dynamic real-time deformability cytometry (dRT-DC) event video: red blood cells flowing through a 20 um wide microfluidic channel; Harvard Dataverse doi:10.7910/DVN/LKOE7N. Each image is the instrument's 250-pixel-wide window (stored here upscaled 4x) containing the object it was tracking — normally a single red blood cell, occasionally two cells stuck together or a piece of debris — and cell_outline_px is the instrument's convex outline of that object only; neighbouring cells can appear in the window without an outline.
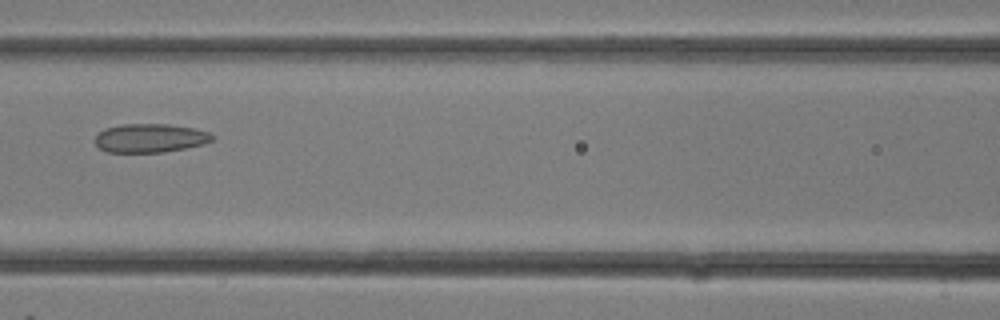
{"species": "common noctule bat (a hibernating species)", "species_latin": "Nyctalus noctula", "temperature_condition": "room temperature", "stored_images_in_passage": 21, "camera_frame_rate_fps": 3000, "um_per_image_px": 0.085, "animal": {"sex": "female"}, "frame": {"image": 1, "passage_image": 13, "time_ms": 4.0, "image_size_px": [1000, 320], "cell_outline_px": [[216, 140], [204, 144], [164, 152], [108, 152], [100, 148], [96, 144], [96, 136], [104, 128], [124, 124], [168, 124], [196, 128], [208, 132], [216, 136]], "centroid_in_image_um": [12.82, 11.73], "position_along_channel_um": 153.8, "area_um2": 19.71}}
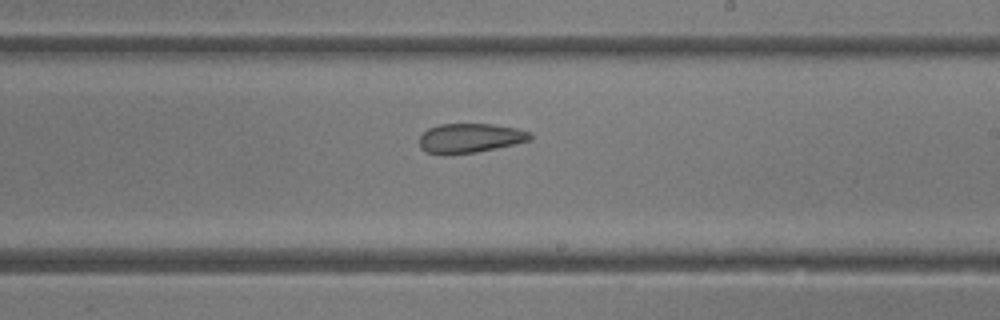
{"frame": {"image": 2, "passage_image": 17, "time_ms": 5.333, "image_size_px": [1000, 320], "cell_outline_px": [[532, 140], [496, 148], [476, 152], [444, 156], [424, 152], [420, 148], [420, 136], [428, 128], [440, 124], [492, 124], [516, 128], [532, 132]], "centroid_in_image_um": [39.93, 11.75], "position_along_channel_um": 249.1, "area_um2": 19.31}}
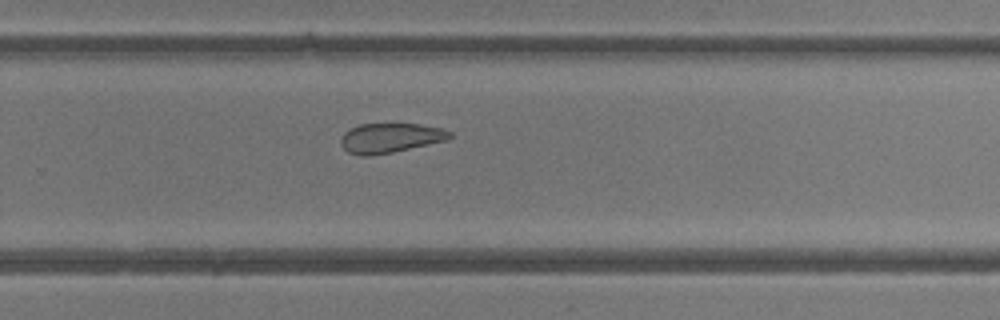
{"frame": {"image": 3, "passage_image": 19, "time_ms": 6.0, "image_size_px": [1000, 320], "cell_outline_px": [[452, 136], [448, 140], [392, 152], [368, 156], [360, 156], [348, 152], [340, 144], [340, 136], [344, 132], [360, 124], [420, 124], [440, 128], [452, 132]], "centroid_in_image_um": [33.15, 11.73], "position_along_channel_um": 296.6, "area_um2": 18.79}}